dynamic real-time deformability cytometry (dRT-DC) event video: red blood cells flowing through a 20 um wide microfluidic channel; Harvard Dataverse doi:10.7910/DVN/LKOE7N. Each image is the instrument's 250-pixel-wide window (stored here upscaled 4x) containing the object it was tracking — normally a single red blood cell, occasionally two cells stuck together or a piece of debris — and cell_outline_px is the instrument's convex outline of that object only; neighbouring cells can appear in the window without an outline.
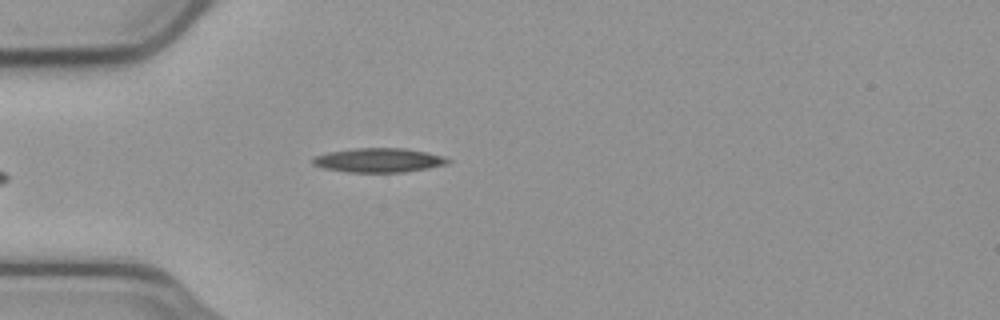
{"species": "common noctule bat (a hibernating species)", "species_latin": "Nyctalus noctula", "temperature_condition": "cold", "stored_images_in_passage": 22, "camera_frame_rate_fps": 3000, "um_per_image_px": 0.085, "animal": {"sex": "male", "body_mass_g": 23.1, "forearm_length_mm": 52.7}, "frame": {"image": 1, "passage_image": 1, "time_ms": 0.0, "image_size_px": [1000, 320], "cell_outline_px": [[452, 160], [444, 164], [428, 168], [404, 172], [348, 172], [324, 168], [312, 164], [312, 160], [316, 156], [328, 152], [356, 148], [404, 148], [428, 152], [444, 156]], "centroid_in_image_um": [32.21, 13.61], "position_along_channel_um": 52.8, "area_um2": 18.96}}
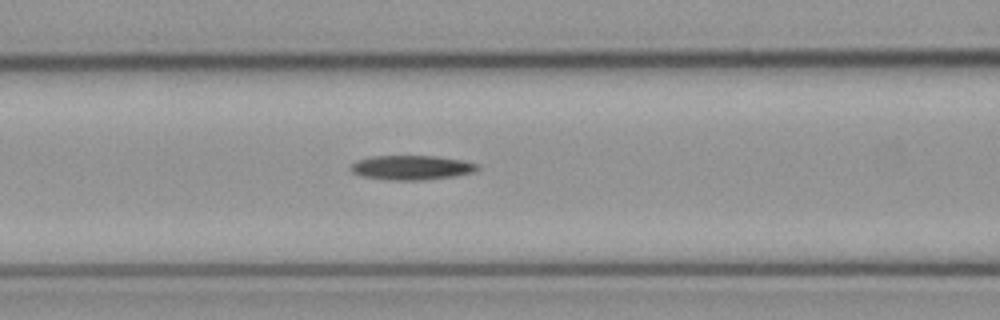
{"frame": {"image": 2, "passage_image": 8, "time_ms": 2.333, "image_size_px": [1000, 320], "cell_outline_px": [[480, 168], [472, 172], [452, 176], [420, 180], [396, 180], [364, 176], [352, 172], [348, 168], [356, 160], [372, 156], [436, 156], [464, 160], [476, 164]], "centroid_in_image_um": [34.96, 14.23], "position_along_channel_um": 131.6, "area_um2": 17.8}}
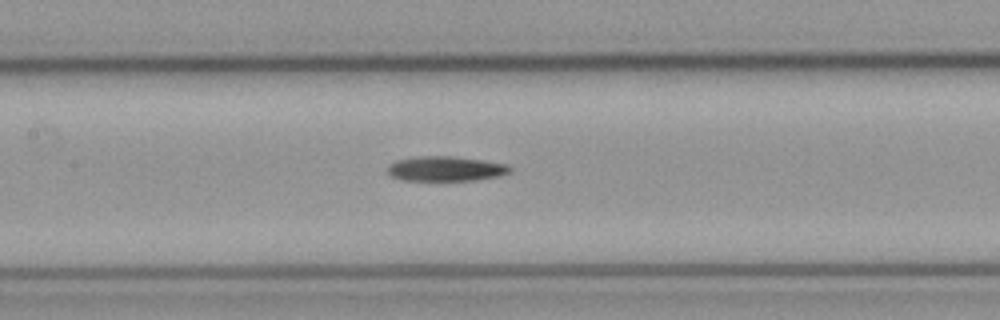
{"frame": {"image": 3, "passage_image": 11, "time_ms": 3.333, "image_size_px": [1000, 320], "cell_outline_px": [[512, 168], [508, 172], [496, 176], [476, 180], [404, 180], [392, 176], [388, 172], [388, 164], [396, 160], [416, 156], [452, 156], [484, 160], [504, 164]], "centroid_in_image_um": [37.83, 14.33], "position_along_channel_um": 169.6, "area_um2": 17.51}}